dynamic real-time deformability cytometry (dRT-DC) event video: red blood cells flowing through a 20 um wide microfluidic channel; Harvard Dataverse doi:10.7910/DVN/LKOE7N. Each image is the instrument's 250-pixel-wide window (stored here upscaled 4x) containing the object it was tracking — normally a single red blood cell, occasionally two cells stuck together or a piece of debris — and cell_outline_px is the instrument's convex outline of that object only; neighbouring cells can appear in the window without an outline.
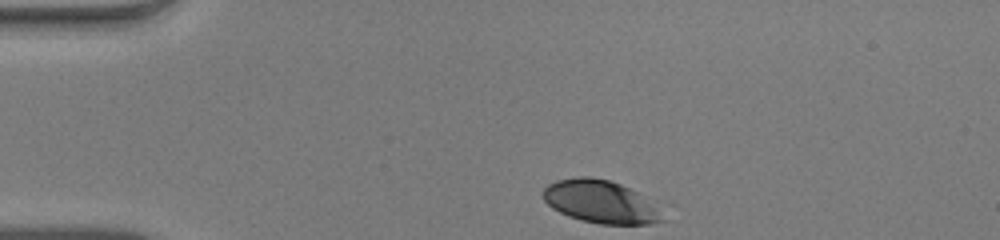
{"species": "human", "species_latin": "Homo sapiens", "temperature_condition": "warm", "stored_images_in_passage": 34, "camera_frame_rate_fps": 3000, "um_per_image_px": 0.085, "donor": {"sex": "male"}, "frame": {"image": 1, "passage_image": 1, "time_ms": 0.0, "image_size_px": [1000, 240], "cell_outline_px": [[664, 220], [648, 224], [600, 224], [580, 220], [568, 216], [552, 208], [544, 200], [544, 188], [548, 184], [556, 180], [576, 176], [588, 176], [608, 180], [620, 184], [640, 192], [656, 208]], "centroid_in_image_um": [51.0, 17.13], "position_along_channel_um": 34.0, "area_um2": 29.59}}
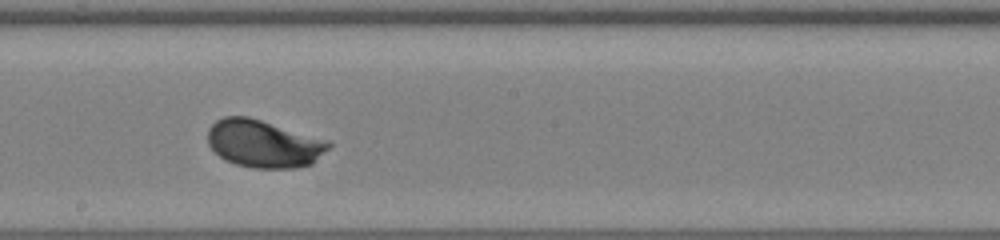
{"frame": {"image": 2, "passage_image": 20, "time_ms": 6.333, "image_size_px": [1000, 240], "cell_outline_px": [[332, 144], [312, 164], [296, 168], [252, 168], [236, 164], [224, 160], [208, 144], [208, 128], [216, 120], [224, 116], [248, 116], [328, 140]], "centroid_in_image_um": [22.4, 12.21], "position_along_channel_um": 225.8, "area_um2": 33.47}}
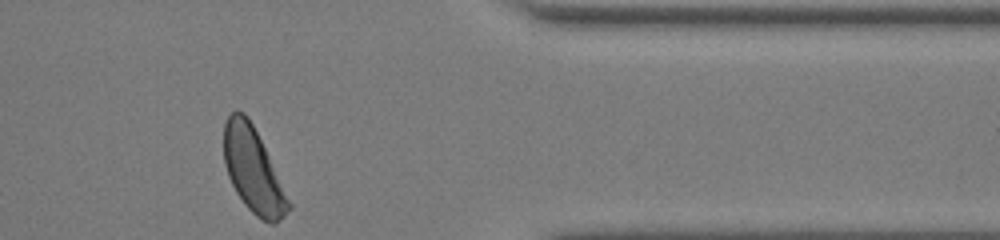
{"frame": {"image": 3, "passage_image": 34, "time_ms": 11.0, "image_size_px": [1000, 240], "cell_outline_px": [[292, 208], [276, 224], [272, 224], [256, 216], [244, 204], [236, 192], [228, 176], [224, 164], [224, 120], [236, 108], [244, 112], [248, 116], [292, 204]], "centroid_in_image_um": [21.5, 14.46], "position_along_channel_um": 389.9, "area_um2": 31.67}, "authors_computed_cell_mechanics": {"area_um2": 32.4836, "velocity_mm_per_s": 3.8988, "shape_relaxation_time_tau1_ms": 2.6323, "shape_relaxation_time_tau2_ms": null, "deformation_change_tau1": 0.1415, "deformation_change_tau2": null}}